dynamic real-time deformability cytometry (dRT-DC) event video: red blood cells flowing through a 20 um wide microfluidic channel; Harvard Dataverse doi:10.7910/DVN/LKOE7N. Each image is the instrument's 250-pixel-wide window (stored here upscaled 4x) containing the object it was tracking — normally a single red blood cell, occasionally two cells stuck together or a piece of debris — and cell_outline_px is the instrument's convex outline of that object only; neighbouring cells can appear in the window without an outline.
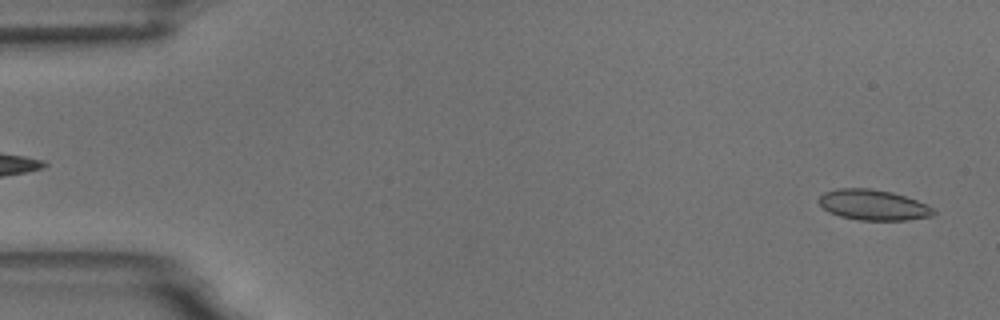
{"species": "common noctule bat (a hibernating species)", "species_latin": "Nyctalus noctula", "temperature_condition": "room temperature", "stored_images_in_passage": 6, "segment_of_instrument_passage": [2, 2], "camera_frame_rate_fps": 3000, "um_per_image_px": 0.085, "animal": {"sex": "male", "body_mass_g": 18.8}, "frame": {"image": 1, "passage_image": 6, "time_ms": 6.0, "image_size_px": [1000, 320], "cell_outline_px": [[936, 212], [932, 216], [908, 220], [860, 220], [840, 216], [828, 212], [816, 200], [824, 192], [836, 188], [868, 188], [892, 192], [916, 200], [932, 208]], "centroid_in_image_um": [74.18, 17.42], "position_along_channel_um": 10.8, "area_um2": 20.35}}